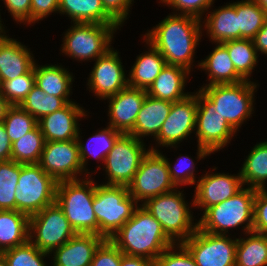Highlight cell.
Here are the masks:
<instances>
[{
	"mask_svg": "<svg viewBox=\"0 0 267 266\" xmlns=\"http://www.w3.org/2000/svg\"><path fill=\"white\" fill-rule=\"evenodd\" d=\"M202 21L188 15L169 13L142 36L164 57L168 65H178L192 72L198 45L205 36Z\"/></svg>",
	"mask_w": 267,
	"mask_h": 266,
	"instance_id": "cell-1",
	"label": "cell"
},
{
	"mask_svg": "<svg viewBox=\"0 0 267 266\" xmlns=\"http://www.w3.org/2000/svg\"><path fill=\"white\" fill-rule=\"evenodd\" d=\"M109 240L125 255L141 256L152 261L174 244L160 222L141 205Z\"/></svg>",
	"mask_w": 267,
	"mask_h": 266,
	"instance_id": "cell-2",
	"label": "cell"
},
{
	"mask_svg": "<svg viewBox=\"0 0 267 266\" xmlns=\"http://www.w3.org/2000/svg\"><path fill=\"white\" fill-rule=\"evenodd\" d=\"M256 191L255 188L244 186L227 200L207 208L197 220L198 228L222 235H231L230 230L241 227V235L253 232Z\"/></svg>",
	"mask_w": 267,
	"mask_h": 266,
	"instance_id": "cell-3",
	"label": "cell"
},
{
	"mask_svg": "<svg viewBox=\"0 0 267 266\" xmlns=\"http://www.w3.org/2000/svg\"><path fill=\"white\" fill-rule=\"evenodd\" d=\"M175 190L147 199L141 206L158 222L163 231L174 243L188 239L198 227V219L193 213L194 203H188L184 190ZM195 220V221H194Z\"/></svg>",
	"mask_w": 267,
	"mask_h": 266,
	"instance_id": "cell-4",
	"label": "cell"
},
{
	"mask_svg": "<svg viewBox=\"0 0 267 266\" xmlns=\"http://www.w3.org/2000/svg\"><path fill=\"white\" fill-rule=\"evenodd\" d=\"M95 188L96 182L92 176L57 183L55 202L78 234L98 235V223L93 210Z\"/></svg>",
	"mask_w": 267,
	"mask_h": 266,
	"instance_id": "cell-5",
	"label": "cell"
},
{
	"mask_svg": "<svg viewBox=\"0 0 267 266\" xmlns=\"http://www.w3.org/2000/svg\"><path fill=\"white\" fill-rule=\"evenodd\" d=\"M63 32L60 53L76 62H92L113 48L114 37L121 25L71 23ZM91 60V61H90Z\"/></svg>",
	"mask_w": 267,
	"mask_h": 266,
	"instance_id": "cell-6",
	"label": "cell"
},
{
	"mask_svg": "<svg viewBox=\"0 0 267 266\" xmlns=\"http://www.w3.org/2000/svg\"><path fill=\"white\" fill-rule=\"evenodd\" d=\"M257 86H260L258 82L244 80L236 84L202 86L199 90L214 104L216 113L240 133L242 125L255 113Z\"/></svg>",
	"mask_w": 267,
	"mask_h": 266,
	"instance_id": "cell-7",
	"label": "cell"
},
{
	"mask_svg": "<svg viewBox=\"0 0 267 266\" xmlns=\"http://www.w3.org/2000/svg\"><path fill=\"white\" fill-rule=\"evenodd\" d=\"M138 206L129 194L128 186L99 184L96 181L93 210L98 235L110 239L132 217Z\"/></svg>",
	"mask_w": 267,
	"mask_h": 266,
	"instance_id": "cell-8",
	"label": "cell"
},
{
	"mask_svg": "<svg viewBox=\"0 0 267 266\" xmlns=\"http://www.w3.org/2000/svg\"><path fill=\"white\" fill-rule=\"evenodd\" d=\"M57 183L39 164H20L16 210L30 217L55 203Z\"/></svg>",
	"mask_w": 267,
	"mask_h": 266,
	"instance_id": "cell-9",
	"label": "cell"
},
{
	"mask_svg": "<svg viewBox=\"0 0 267 266\" xmlns=\"http://www.w3.org/2000/svg\"><path fill=\"white\" fill-rule=\"evenodd\" d=\"M146 143L135 136L122 134L105 157L103 166L107 185L128 186L134 179L144 155L149 151ZM147 147V148H146Z\"/></svg>",
	"mask_w": 267,
	"mask_h": 266,
	"instance_id": "cell-10",
	"label": "cell"
},
{
	"mask_svg": "<svg viewBox=\"0 0 267 266\" xmlns=\"http://www.w3.org/2000/svg\"><path fill=\"white\" fill-rule=\"evenodd\" d=\"M164 151L151 150L144 155L133 181L128 185L129 194L141 205L147 199L175 190Z\"/></svg>",
	"mask_w": 267,
	"mask_h": 266,
	"instance_id": "cell-11",
	"label": "cell"
},
{
	"mask_svg": "<svg viewBox=\"0 0 267 266\" xmlns=\"http://www.w3.org/2000/svg\"><path fill=\"white\" fill-rule=\"evenodd\" d=\"M76 234L56 202L29 217V240L46 253L50 254Z\"/></svg>",
	"mask_w": 267,
	"mask_h": 266,
	"instance_id": "cell-12",
	"label": "cell"
},
{
	"mask_svg": "<svg viewBox=\"0 0 267 266\" xmlns=\"http://www.w3.org/2000/svg\"><path fill=\"white\" fill-rule=\"evenodd\" d=\"M197 112V91L192 92L186 98L172 102L171 110L164 121L159 134L154 138V143L149 144L151 150L160 151L164 147L175 149L181 146L183 140H188L195 134ZM161 147V148H160ZM160 148V149H159Z\"/></svg>",
	"mask_w": 267,
	"mask_h": 266,
	"instance_id": "cell-13",
	"label": "cell"
},
{
	"mask_svg": "<svg viewBox=\"0 0 267 266\" xmlns=\"http://www.w3.org/2000/svg\"><path fill=\"white\" fill-rule=\"evenodd\" d=\"M195 137L197 145L212 154L229 147L237 131L216 113L214 104L197 88Z\"/></svg>",
	"mask_w": 267,
	"mask_h": 266,
	"instance_id": "cell-14",
	"label": "cell"
},
{
	"mask_svg": "<svg viewBox=\"0 0 267 266\" xmlns=\"http://www.w3.org/2000/svg\"><path fill=\"white\" fill-rule=\"evenodd\" d=\"M196 231L182 244L197 266H235L237 237Z\"/></svg>",
	"mask_w": 267,
	"mask_h": 266,
	"instance_id": "cell-15",
	"label": "cell"
},
{
	"mask_svg": "<svg viewBox=\"0 0 267 266\" xmlns=\"http://www.w3.org/2000/svg\"><path fill=\"white\" fill-rule=\"evenodd\" d=\"M119 53L121 52L114 47L94 61L87 77L86 88L98 100L103 101L128 86V71H125Z\"/></svg>",
	"mask_w": 267,
	"mask_h": 266,
	"instance_id": "cell-16",
	"label": "cell"
},
{
	"mask_svg": "<svg viewBox=\"0 0 267 266\" xmlns=\"http://www.w3.org/2000/svg\"><path fill=\"white\" fill-rule=\"evenodd\" d=\"M40 167L57 182L87 177L76 140L45 142Z\"/></svg>",
	"mask_w": 267,
	"mask_h": 266,
	"instance_id": "cell-17",
	"label": "cell"
},
{
	"mask_svg": "<svg viewBox=\"0 0 267 266\" xmlns=\"http://www.w3.org/2000/svg\"><path fill=\"white\" fill-rule=\"evenodd\" d=\"M218 167L204 171L194 187L193 203L195 208L203 213L207 208L219 204L235 195L243 187V182L238 170L237 174L217 172ZM216 171V172H212Z\"/></svg>",
	"mask_w": 267,
	"mask_h": 266,
	"instance_id": "cell-18",
	"label": "cell"
},
{
	"mask_svg": "<svg viewBox=\"0 0 267 266\" xmlns=\"http://www.w3.org/2000/svg\"><path fill=\"white\" fill-rule=\"evenodd\" d=\"M75 100L53 113L41 117L38 126L45 141L76 140L79 121L89 118V111Z\"/></svg>",
	"mask_w": 267,
	"mask_h": 266,
	"instance_id": "cell-19",
	"label": "cell"
},
{
	"mask_svg": "<svg viewBox=\"0 0 267 266\" xmlns=\"http://www.w3.org/2000/svg\"><path fill=\"white\" fill-rule=\"evenodd\" d=\"M147 95L144 89L127 86L117 94L104 100L108 103V126L122 134H129L135 125L137 115Z\"/></svg>",
	"mask_w": 267,
	"mask_h": 266,
	"instance_id": "cell-20",
	"label": "cell"
},
{
	"mask_svg": "<svg viewBox=\"0 0 267 266\" xmlns=\"http://www.w3.org/2000/svg\"><path fill=\"white\" fill-rule=\"evenodd\" d=\"M104 240L96 234L77 233L49 254L51 266H90L96 249Z\"/></svg>",
	"mask_w": 267,
	"mask_h": 266,
	"instance_id": "cell-21",
	"label": "cell"
},
{
	"mask_svg": "<svg viewBox=\"0 0 267 266\" xmlns=\"http://www.w3.org/2000/svg\"><path fill=\"white\" fill-rule=\"evenodd\" d=\"M5 34L0 39V83L28 73L36 62L28 46Z\"/></svg>",
	"mask_w": 267,
	"mask_h": 266,
	"instance_id": "cell-22",
	"label": "cell"
},
{
	"mask_svg": "<svg viewBox=\"0 0 267 266\" xmlns=\"http://www.w3.org/2000/svg\"><path fill=\"white\" fill-rule=\"evenodd\" d=\"M201 21L202 30L212 44L238 39L236 1H229L215 9L211 7Z\"/></svg>",
	"mask_w": 267,
	"mask_h": 266,
	"instance_id": "cell-23",
	"label": "cell"
},
{
	"mask_svg": "<svg viewBox=\"0 0 267 266\" xmlns=\"http://www.w3.org/2000/svg\"><path fill=\"white\" fill-rule=\"evenodd\" d=\"M190 76L191 72L186 68L166 64L147 90V94L170 102L180 101L192 93L185 90L187 82L191 80Z\"/></svg>",
	"mask_w": 267,
	"mask_h": 266,
	"instance_id": "cell-24",
	"label": "cell"
},
{
	"mask_svg": "<svg viewBox=\"0 0 267 266\" xmlns=\"http://www.w3.org/2000/svg\"><path fill=\"white\" fill-rule=\"evenodd\" d=\"M99 129L96 130V133H92L88 140H85L86 142L82 140V137L84 136H82L81 129H79L78 135L76 137L83 171L88 176H94L97 170H101V166H103L105 157L113 148L116 140L122 135L121 132L114 130L111 126L108 125H106L105 128L101 127ZM89 157H94L97 160L96 162L98 163L100 161V164L96 166L97 170H91V172L88 170L89 168L87 167L89 165Z\"/></svg>",
	"mask_w": 267,
	"mask_h": 266,
	"instance_id": "cell-25",
	"label": "cell"
},
{
	"mask_svg": "<svg viewBox=\"0 0 267 266\" xmlns=\"http://www.w3.org/2000/svg\"><path fill=\"white\" fill-rule=\"evenodd\" d=\"M171 106L172 102L156 99L147 94L137 115L134 128L129 135L135 136L142 141L145 140L144 138L146 140L148 138L154 139L168 117Z\"/></svg>",
	"mask_w": 267,
	"mask_h": 266,
	"instance_id": "cell-26",
	"label": "cell"
},
{
	"mask_svg": "<svg viewBox=\"0 0 267 266\" xmlns=\"http://www.w3.org/2000/svg\"><path fill=\"white\" fill-rule=\"evenodd\" d=\"M215 47L205 58L196 61L198 70L205 71L208 81L201 86L215 84H236L244 79L236 72L227 48L222 43H214ZM200 68V69H199Z\"/></svg>",
	"mask_w": 267,
	"mask_h": 266,
	"instance_id": "cell-27",
	"label": "cell"
},
{
	"mask_svg": "<svg viewBox=\"0 0 267 266\" xmlns=\"http://www.w3.org/2000/svg\"><path fill=\"white\" fill-rule=\"evenodd\" d=\"M141 38L147 50L136 56L134 64L128 70V86L147 91L167 63L149 41L143 36Z\"/></svg>",
	"mask_w": 267,
	"mask_h": 266,
	"instance_id": "cell-28",
	"label": "cell"
},
{
	"mask_svg": "<svg viewBox=\"0 0 267 266\" xmlns=\"http://www.w3.org/2000/svg\"><path fill=\"white\" fill-rule=\"evenodd\" d=\"M38 64V61L34 64L36 86L41 88L45 94L60 98H70L73 93L75 74L73 76V73L65 66L63 67L62 64Z\"/></svg>",
	"mask_w": 267,
	"mask_h": 266,
	"instance_id": "cell-29",
	"label": "cell"
},
{
	"mask_svg": "<svg viewBox=\"0 0 267 266\" xmlns=\"http://www.w3.org/2000/svg\"><path fill=\"white\" fill-rule=\"evenodd\" d=\"M59 15L71 23L120 25L104 8L101 0H60Z\"/></svg>",
	"mask_w": 267,
	"mask_h": 266,
	"instance_id": "cell-30",
	"label": "cell"
},
{
	"mask_svg": "<svg viewBox=\"0 0 267 266\" xmlns=\"http://www.w3.org/2000/svg\"><path fill=\"white\" fill-rule=\"evenodd\" d=\"M29 240V216L17 210H0V253Z\"/></svg>",
	"mask_w": 267,
	"mask_h": 266,
	"instance_id": "cell-31",
	"label": "cell"
},
{
	"mask_svg": "<svg viewBox=\"0 0 267 266\" xmlns=\"http://www.w3.org/2000/svg\"><path fill=\"white\" fill-rule=\"evenodd\" d=\"M239 168L244 186L267 188V139L251 147Z\"/></svg>",
	"mask_w": 267,
	"mask_h": 266,
	"instance_id": "cell-32",
	"label": "cell"
},
{
	"mask_svg": "<svg viewBox=\"0 0 267 266\" xmlns=\"http://www.w3.org/2000/svg\"><path fill=\"white\" fill-rule=\"evenodd\" d=\"M235 266H267V235L255 232L239 235Z\"/></svg>",
	"mask_w": 267,
	"mask_h": 266,
	"instance_id": "cell-33",
	"label": "cell"
},
{
	"mask_svg": "<svg viewBox=\"0 0 267 266\" xmlns=\"http://www.w3.org/2000/svg\"><path fill=\"white\" fill-rule=\"evenodd\" d=\"M222 44L227 48L236 72L244 80H252L253 82V77L251 78V76L260 60L253 40L233 39L222 42Z\"/></svg>",
	"mask_w": 267,
	"mask_h": 266,
	"instance_id": "cell-34",
	"label": "cell"
},
{
	"mask_svg": "<svg viewBox=\"0 0 267 266\" xmlns=\"http://www.w3.org/2000/svg\"><path fill=\"white\" fill-rule=\"evenodd\" d=\"M196 151L197 156L194 157L196 161L192 158L191 155L179 154V157H177L174 163L173 161L169 162L171 159L167 158L166 153H164L171 180L177 188L182 189L183 186L187 185L194 186L197 180L200 178V176H196L198 174L195 171L196 168L198 169V167H196L197 163L200 162V160L206 159L207 156L209 157L212 154L207 148L199 145H197Z\"/></svg>",
	"mask_w": 267,
	"mask_h": 266,
	"instance_id": "cell-35",
	"label": "cell"
},
{
	"mask_svg": "<svg viewBox=\"0 0 267 266\" xmlns=\"http://www.w3.org/2000/svg\"><path fill=\"white\" fill-rule=\"evenodd\" d=\"M238 39L253 40L267 19V12L254 0L236 1Z\"/></svg>",
	"mask_w": 267,
	"mask_h": 266,
	"instance_id": "cell-36",
	"label": "cell"
},
{
	"mask_svg": "<svg viewBox=\"0 0 267 266\" xmlns=\"http://www.w3.org/2000/svg\"><path fill=\"white\" fill-rule=\"evenodd\" d=\"M45 142L37 125L32 131L12 143L11 160L20 164H38Z\"/></svg>",
	"mask_w": 267,
	"mask_h": 266,
	"instance_id": "cell-37",
	"label": "cell"
},
{
	"mask_svg": "<svg viewBox=\"0 0 267 266\" xmlns=\"http://www.w3.org/2000/svg\"><path fill=\"white\" fill-rule=\"evenodd\" d=\"M72 98H60L45 94L41 88L34 86L19 105L30 115L39 120L41 117L65 107Z\"/></svg>",
	"mask_w": 267,
	"mask_h": 266,
	"instance_id": "cell-38",
	"label": "cell"
},
{
	"mask_svg": "<svg viewBox=\"0 0 267 266\" xmlns=\"http://www.w3.org/2000/svg\"><path fill=\"white\" fill-rule=\"evenodd\" d=\"M19 175L20 163L13 160L0 162V210H16Z\"/></svg>",
	"mask_w": 267,
	"mask_h": 266,
	"instance_id": "cell-39",
	"label": "cell"
},
{
	"mask_svg": "<svg viewBox=\"0 0 267 266\" xmlns=\"http://www.w3.org/2000/svg\"><path fill=\"white\" fill-rule=\"evenodd\" d=\"M0 254L7 266H50V262L46 261L50 258L49 253L39 250L30 240Z\"/></svg>",
	"mask_w": 267,
	"mask_h": 266,
	"instance_id": "cell-40",
	"label": "cell"
},
{
	"mask_svg": "<svg viewBox=\"0 0 267 266\" xmlns=\"http://www.w3.org/2000/svg\"><path fill=\"white\" fill-rule=\"evenodd\" d=\"M11 143L32 131L38 121L20 106H10L2 120Z\"/></svg>",
	"mask_w": 267,
	"mask_h": 266,
	"instance_id": "cell-41",
	"label": "cell"
},
{
	"mask_svg": "<svg viewBox=\"0 0 267 266\" xmlns=\"http://www.w3.org/2000/svg\"><path fill=\"white\" fill-rule=\"evenodd\" d=\"M34 67L26 74L0 83V94L11 106H19L35 86Z\"/></svg>",
	"mask_w": 267,
	"mask_h": 266,
	"instance_id": "cell-42",
	"label": "cell"
},
{
	"mask_svg": "<svg viewBox=\"0 0 267 266\" xmlns=\"http://www.w3.org/2000/svg\"><path fill=\"white\" fill-rule=\"evenodd\" d=\"M216 0H159L158 3L172 9V14L188 15L202 20ZM171 7V8H170Z\"/></svg>",
	"mask_w": 267,
	"mask_h": 266,
	"instance_id": "cell-43",
	"label": "cell"
},
{
	"mask_svg": "<svg viewBox=\"0 0 267 266\" xmlns=\"http://www.w3.org/2000/svg\"><path fill=\"white\" fill-rule=\"evenodd\" d=\"M154 266H197V264L182 243H174L154 261Z\"/></svg>",
	"mask_w": 267,
	"mask_h": 266,
	"instance_id": "cell-44",
	"label": "cell"
},
{
	"mask_svg": "<svg viewBox=\"0 0 267 266\" xmlns=\"http://www.w3.org/2000/svg\"><path fill=\"white\" fill-rule=\"evenodd\" d=\"M122 254L109 239H105L96 249L90 266H120Z\"/></svg>",
	"mask_w": 267,
	"mask_h": 266,
	"instance_id": "cell-45",
	"label": "cell"
},
{
	"mask_svg": "<svg viewBox=\"0 0 267 266\" xmlns=\"http://www.w3.org/2000/svg\"><path fill=\"white\" fill-rule=\"evenodd\" d=\"M3 1L6 10L11 15L13 20L23 26H31V0H0ZM1 7V6H0ZM1 11V9H0ZM0 13V26L6 27L2 24Z\"/></svg>",
	"mask_w": 267,
	"mask_h": 266,
	"instance_id": "cell-46",
	"label": "cell"
},
{
	"mask_svg": "<svg viewBox=\"0 0 267 266\" xmlns=\"http://www.w3.org/2000/svg\"><path fill=\"white\" fill-rule=\"evenodd\" d=\"M253 232L267 234V188H260L256 191Z\"/></svg>",
	"mask_w": 267,
	"mask_h": 266,
	"instance_id": "cell-47",
	"label": "cell"
},
{
	"mask_svg": "<svg viewBox=\"0 0 267 266\" xmlns=\"http://www.w3.org/2000/svg\"><path fill=\"white\" fill-rule=\"evenodd\" d=\"M59 3L60 0H31V26L50 15L58 14Z\"/></svg>",
	"mask_w": 267,
	"mask_h": 266,
	"instance_id": "cell-48",
	"label": "cell"
},
{
	"mask_svg": "<svg viewBox=\"0 0 267 266\" xmlns=\"http://www.w3.org/2000/svg\"><path fill=\"white\" fill-rule=\"evenodd\" d=\"M105 10L123 27L129 20L134 0H101Z\"/></svg>",
	"mask_w": 267,
	"mask_h": 266,
	"instance_id": "cell-49",
	"label": "cell"
},
{
	"mask_svg": "<svg viewBox=\"0 0 267 266\" xmlns=\"http://www.w3.org/2000/svg\"><path fill=\"white\" fill-rule=\"evenodd\" d=\"M12 143L3 122H0V162L11 160Z\"/></svg>",
	"mask_w": 267,
	"mask_h": 266,
	"instance_id": "cell-50",
	"label": "cell"
},
{
	"mask_svg": "<svg viewBox=\"0 0 267 266\" xmlns=\"http://www.w3.org/2000/svg\"><path fill=\"white\" fill-rule=\"evenodd\" d=\"M253 42L258 55H265L267 57V19L262 28L256 34Z\"/></svg>",
	"mask_w": 267,
	"mask_h": 266,
	"instance_id": "cell-51",
	"label": "cell"
},
{
	"mask_svg": "<svg viewBox=\"0 0 267 266\" xmlns=\"http://www.w3.org/2000/svg\"><path fill=\"white\" fill-rule=\"evenodd\" d=\"M120 266H154V261L141 256L122 254Z\"/></svg>",
	"mask_w": 267,
	"mask_h": 266,
	"instance_id": "cell-52",
	"label": "cell"
},
{
	"mask_svg": "<svg viewBox=\"0 0 267 266\" xmlns=\"http://www.w3.org/2000/svg\"><path fill=\"white\" fill-rule=\"evenodd\" d=\"M10 106L11 105L8 103V101L0 94V122H2L4 119L5 114Z\"/></svg>",
	"mask_w": 267,
	"mask_h": 266,
	"instance_id": "cell-53",
	"label": "cell"
},
{
	"mask_svg": "<svg viewBox=\"0 0 267 266\" xmlns=\"http://www.w3.org/2000/svg\"><path fill=\"white\" fill-rule=\"evenodd\" d=\"M267 12V0H254Z\"/></svg>",
	"mask_w": 267,
	"mask_h": 266,
	"instance_id": "cell-54",
	"label": "cell"
},
{
	"mask_svg": "<svg viewBox=\"0 0 267 266\" xmlns=\"http://www.w3.org/2000/svg\"><path fill=\"white\" fill-rule=\"evenodd\" d=\"M8 31L5 27L0 26V39L6 34Z\"/></svg>",
	"mask_w": 267,
	"mask_h": 266,
	"instance_id": "cell-55",
	"label": "cell"
},
{
	"mask_svg": "<svg viewBox=\"0 0 267 266\" xmlns=\"http://www.w3.org/2000/svg\"><path fill=\"white\" fill-rule=\"evenodd\" d=\"M0 266H7L5 258L0 254Z\"/></svg>",
	"mask_w": 267,
	"mask_h": 266,
	"instance_id": "cell-56",
	"label": "cell"
}]
</instances>
